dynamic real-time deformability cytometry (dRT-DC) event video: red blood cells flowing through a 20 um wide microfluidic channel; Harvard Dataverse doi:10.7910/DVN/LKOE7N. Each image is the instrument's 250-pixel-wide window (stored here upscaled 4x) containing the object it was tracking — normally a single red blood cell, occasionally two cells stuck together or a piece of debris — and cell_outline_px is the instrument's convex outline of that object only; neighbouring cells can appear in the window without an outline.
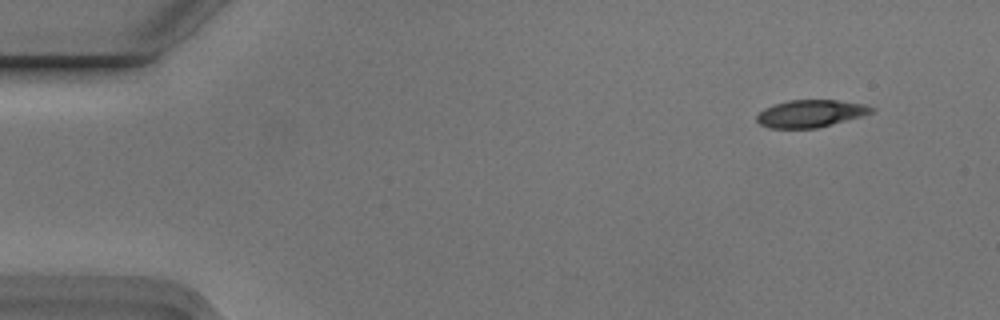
{"species": "Egyptian fruit bat (a non-hibernating species)", "species_latin": "Rousettus aegyptiacus", "temperature_condition": "cold", "stored_images_in_passage": 7, "camera_frame_rate_fps": 3000, "um_per_image_px": 0.085, "animal": {"sex": "male"}, "frame": {"image": 1, "passage_image": 1, "time_ms": 0.0, "image_size_px": [1000, 320], "cell_outline_px": [[876, 108], [872, 112], [860, 116], [816, 128], [768, 128], [760, 124], [756, 120], [756, 116], [764, 108], [788, 100], [836, 100], [864, 104]], "centroid_in_image_um": [68.86, 9.65], "position_along_channel_um": 16.1, "area_um2": 18.03}}
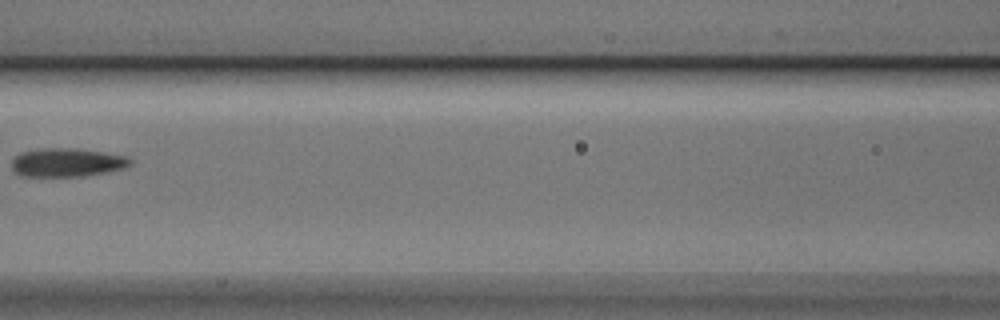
{"frame": {"image": 2, "passage_image": 6, "time_ms": 1.667, "image_size_px": [1000, 320], "cell_outline_px": [[132, 164], [124, 168], [104, 172], [80, 176], [20, 176], [12, 168], [12, 156], [20, 152], [40, 148], [72, 148], [128, 156], [132, 160]], "centroid_in_image_um": [5.65, 13.8], "position_along_channel_um": 161.0, "area_um2": 19.71}}
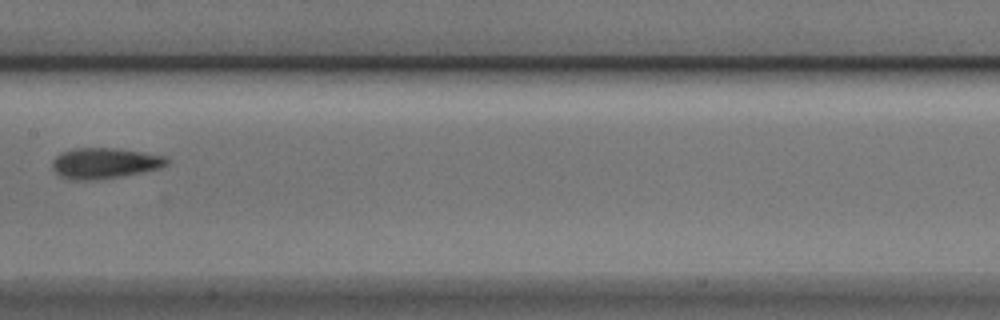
{"frame": {"image": 3, "passage_image": 7, "time_ms": 2.0, "image_size_px": [1000, 320], "cell_outline_px": [[168, 164], [160, 168], [144, 172], [120, 176], [88, 180], [72, 180], [60, 176], [52, 168], [52, 160], [60, 152], [72, 148], [116, 148], [164, 156], [168, 160]], "centroid_in_image_um": [8.85, 13.86], "position_along_channel_um": 198.5, "area_um2": 20.4}}